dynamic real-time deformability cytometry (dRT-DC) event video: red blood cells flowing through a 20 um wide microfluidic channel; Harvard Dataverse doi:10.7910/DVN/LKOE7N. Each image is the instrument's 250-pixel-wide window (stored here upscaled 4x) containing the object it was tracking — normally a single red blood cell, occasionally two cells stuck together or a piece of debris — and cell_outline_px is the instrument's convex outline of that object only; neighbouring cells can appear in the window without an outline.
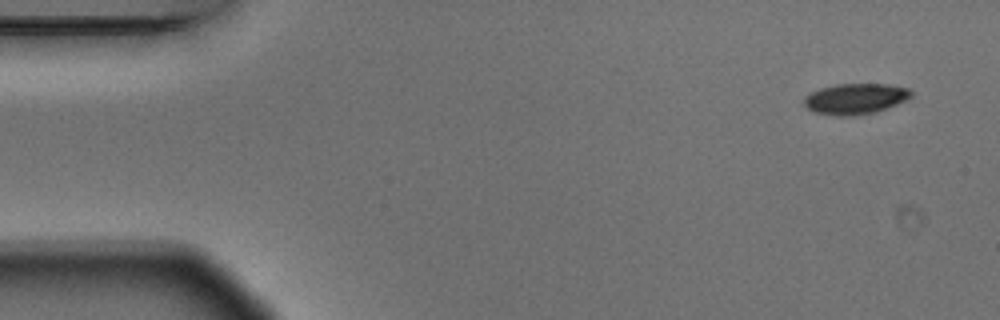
{"species": "Egyptian fruit bat (a non-hibernating species)", "species_latin": "Rousettus aegyptiacus", "temperature_condition": "warm", "stored_images_in_passage": 9, "camera_frame_rate_fps": 3000, "um_per_image_px": 0.085, "animal": {"sex": "male"}, "frame": {"image": 1, "passage_image": 1, "time_ms": 0.0, "image_size_px": [1000, 320], "cell_outline_px": [[912, 96], [908, 100], [888, 108], [876, 112], [856, 116], [836, 116], [816, 112], [808, 108], [804, 104], [804, 96], [808, 92], [820, 88], [836, 84], [888, 84], [908, 88], [912, 92]], "centroid_in_image_um": [72.72, 8.4], "position_along_channel_um": 12.3, "area_um2": 19.48}}
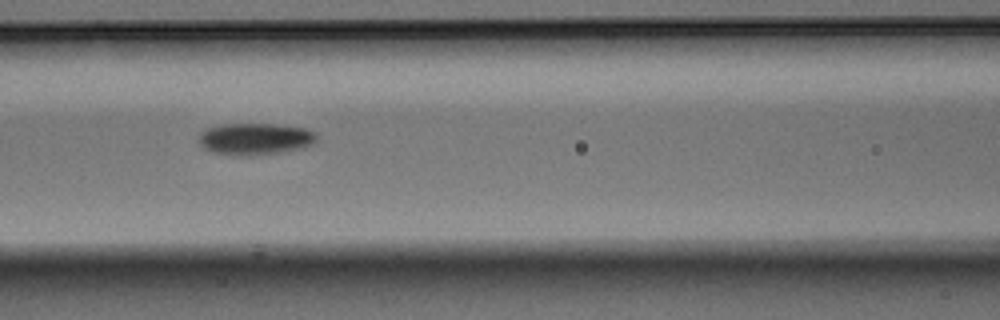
{"frame": {"image": 2, "passage_image": 6, "time_ms": 1.667, "image_size_px": [1000, 320], "cell_outline_px": [[316, 140], [312, 144], [304, 148], [284, 152], [252, 156], [232, 156], [212, 152], [204, 148], [196, 140], [200, 132], [208, 128], [220, 124], [276, 124], [304, 128], [316, 132]], "centroid_in_image_um": [21.66, 11.82], "position_along_channel_um": 144.9, "area_um2": 22.31}}
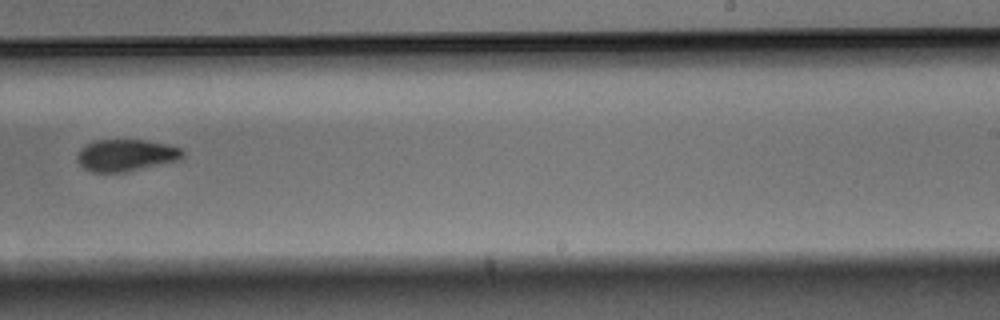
{"frame": {"image": 3, "passage_image": 9, "time_ms": 2.667, "image_size_px": [1000, 320], "cell_outline_px": [[184, 156], [176, 160], [124, 172], [92, 172], [84, 168], [80, 164], [76, 156], [80, 148], [84, 144], [96, 140], [144, 140], [168, 144], [180, 148], [184, 152]], "centroid_in_image_um": [10.66, 13.18], "position_along_channel_um": 278.3, "area_um2": 19.42}}